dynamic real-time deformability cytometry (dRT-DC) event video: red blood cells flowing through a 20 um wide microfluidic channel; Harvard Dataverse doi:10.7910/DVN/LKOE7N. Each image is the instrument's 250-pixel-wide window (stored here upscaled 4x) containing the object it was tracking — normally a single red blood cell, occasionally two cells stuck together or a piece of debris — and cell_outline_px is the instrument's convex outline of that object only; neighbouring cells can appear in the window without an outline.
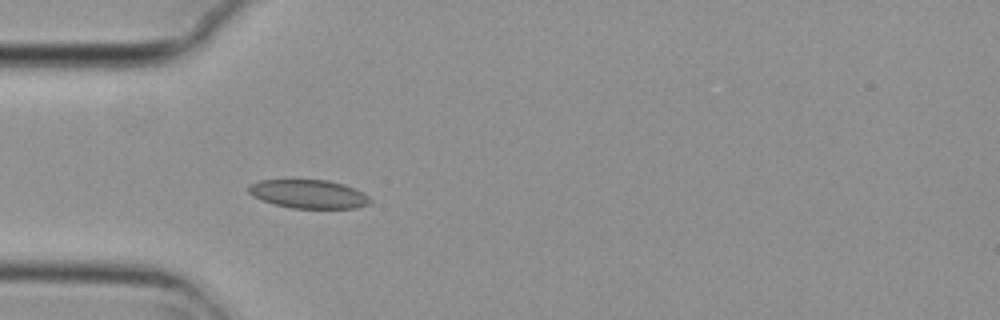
{"species": "common noctule bat (a hibernating species)", "species_latin": "Nyctalus noctula", "temperature_condition": "cold", "stored_images_in_passage": 3, "camera_frame_rate_fps": 3000, "um_per_image_px": 0.085, "animal": {"sex": "female", "body_mass_g": 29.2, "forearm_length_mm": 56.3}, "frame": {"image": 1, "passage_image": 3, "time_ms": 0.667, "image_size_px": [1000, 320], "cell_outline_px": [[372, 200], [368, 204], [356, 208], [292, 208], [276, 204], [252, 196], [248, 192], [248, 184], [260, 180], [328, 180], [344, 184], [364, 192]], "centroid_in_image_um": [26.24, 16.48], "position_along_channel_um": 58.8, "area_um2": 20.23}}